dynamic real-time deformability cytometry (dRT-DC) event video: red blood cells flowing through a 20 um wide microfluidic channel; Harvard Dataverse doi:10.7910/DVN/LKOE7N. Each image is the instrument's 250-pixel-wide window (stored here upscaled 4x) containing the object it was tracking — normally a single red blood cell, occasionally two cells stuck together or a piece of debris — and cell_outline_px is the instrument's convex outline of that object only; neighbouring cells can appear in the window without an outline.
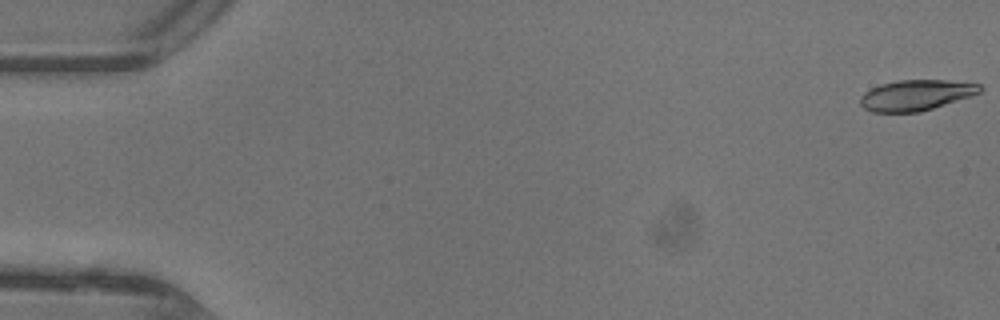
{"species": "common noctule bat (a hibernating species)", "species_latin": "Nyctalus noctula", "temperature_condition": "warm", "stored_images_in_passage": 43, "camera_frame_rate_fps": 3000, "um_per_image_px": 0.085, "animal": {"sex": "female"}, "frame": {"image": 1, "passage_image": 1, "time_ms": 0.0, "image_size_px": [1000, 320], "cell_outline_px": [[984, 88], [980, 92], [920, 112], [872, 112], [864, 108], [860, 104], [860, 96], [864, 92], [880, 84], [900, 80], [948, 80], [980, 84]], "centroid_in_image_um": [77.82, 8.08], "position_along_channel_um": 7.2, "area_um2": 21.15}}
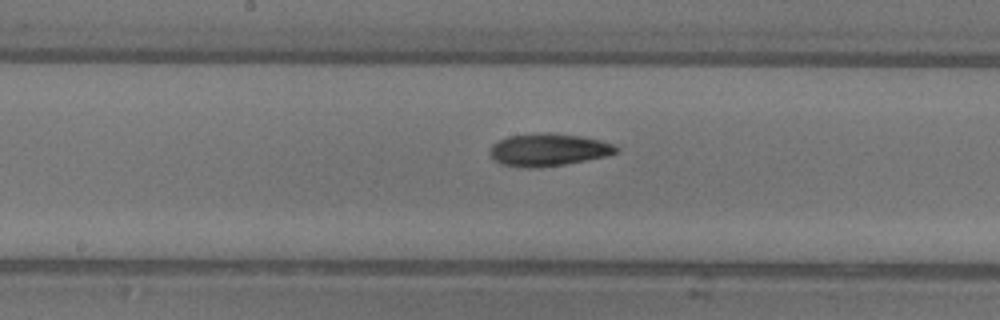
{"frame": {"image": 2, "passage_image": 25, "time_ms": 8.0, "image_size_px": [1000, 320], "cell_outline_px": [[620, 148], [616, 152], [608, 156], [564, 164], [532, 168], [528, 168], [500, 164], [488, 152], [492, 144], [508, 136], [544, 132], [552, 132], [580, 136], [600, 140], [616, 144]], "centroid_in_image_um": [46.63, 12.72], "position_along_channel_um": 201.6, "area_um2": 23.99}}
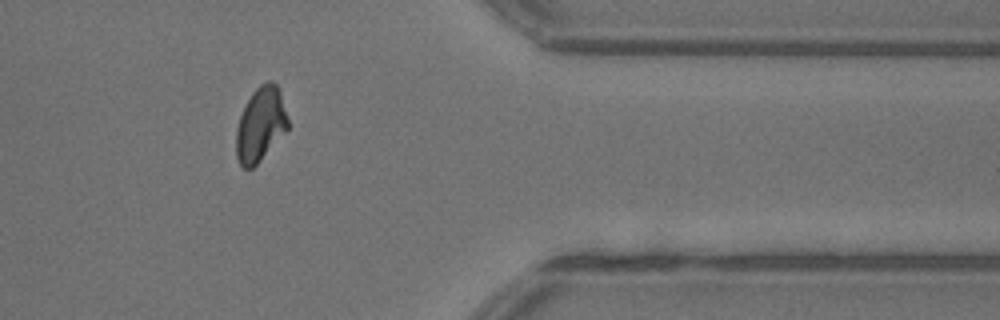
{"frame": {"image": 3, "passage_image": 39, "time_ms": 12.667, "image_size_px": [1000, 320], "cell_outline_px": [[288, 128], [260, 160], [252, 168], [244, 168], [240, 164], [236, 156], [236, 132], [240, 116], [252, 92], [260, 84], [268, 80], [272, 80], [280, 88], [288, 120]], "centroid_in_image_um": [22.15, 10.54], "position_along_channel_um": 389.3, "area_um2": 22.14}}